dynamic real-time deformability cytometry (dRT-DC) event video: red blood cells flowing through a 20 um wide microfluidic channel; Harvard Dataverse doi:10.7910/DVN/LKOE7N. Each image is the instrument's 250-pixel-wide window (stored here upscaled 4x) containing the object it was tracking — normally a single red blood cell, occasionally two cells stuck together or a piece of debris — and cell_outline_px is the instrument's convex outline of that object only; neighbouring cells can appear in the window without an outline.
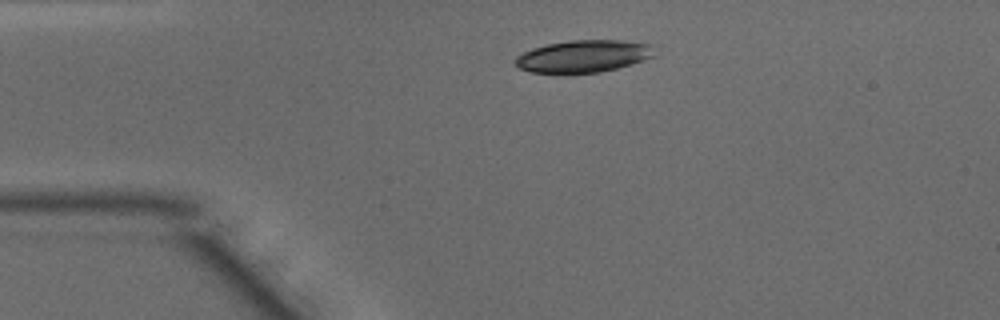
{"species": "common noctule bat (a hibernating species)", "species_latin": "Nyctalus noctula", "temperature_condition": "warm", "stored_images_in_passage": 39, "camera_frame_rate_fps": 3000, "um_per_image_px": 0.085, "animal": {"sex": "male", "body_mass_g": 15.6}, "frame": {"image": 1, "passage_image": 1, "time_ms": 0.0, "image_size_px": [1000, 320], "cell_outline_px": [[656, 56], [632, 64], [600, 72], [528, 72], [520, 68], [512, 60], [516, 56], [532, 48], [548, 44], [572, 40], [624, 40], [652, 44]], "centroid_in_image_um": [49.62, 4.76], "position_along_channel_um": 35.4, "area_um2": 26.07}}
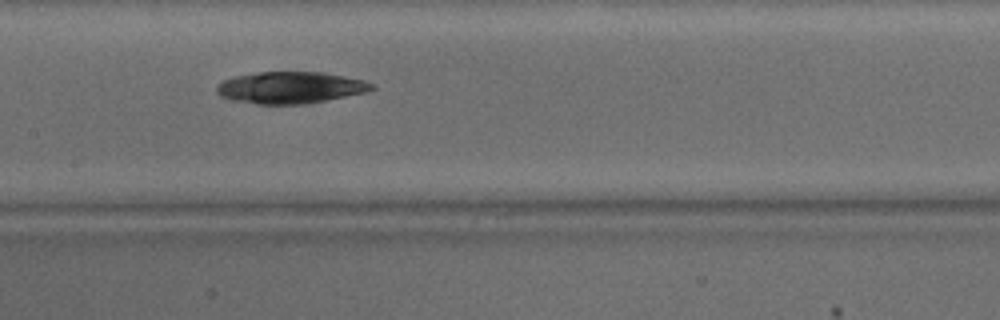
{"frame": {"image": 2, "passage_image": 14, "time_ms": 4.333, "image_size_px": [1000, 320], "cell_outline_px": [[376, 88], [364, 92], [304, 104], [256, 104], [228, 100], [220, 96], [216, 92], [216, 84], [232, 76], [256, 72], [324, 72], [364, 80], [376, 84]], "centroid_in_image_um": [24.62, 7.44], "position_along_channel_um": 182.8, "area_um2": 28.84}}
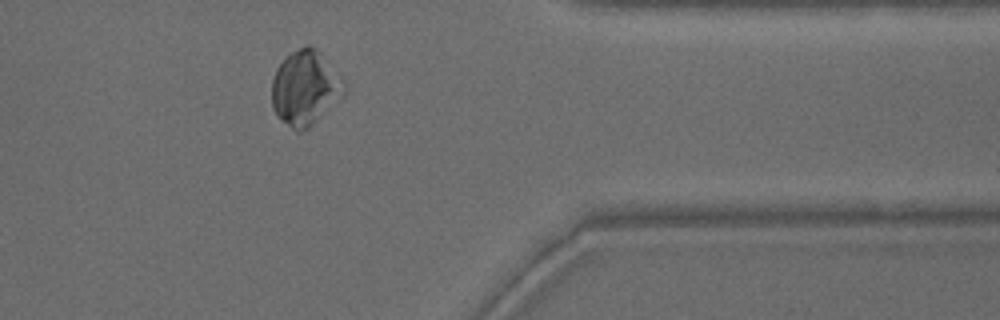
{"frame": {"image": 3, "passage_image": 30, "time_ms": 9.667, "image_size_px": [1000, 320], "cell_outline_px": [[348, 92], [344, 96], [304, 132], [296, 132], [280, 120], [276, 116], [272, 108], [272, 80], [276, 68], [284, 56], [308, 44], [316, 48], [324, 56], [340, 76], [348, 88]], "centroid_in_image_um": [25.94, 7.5], "position_along_channel_um": 385.5, "area_um2": 32.08}, "authors_computed_cell_mechanics": {"area_um2": 29.6514, "velocity_mm_per_s": 4.1327, "shape_relaxation_time_tau1_ms": null, "shape_relaxation_time_tau2_ms": 10.671, "deformation_change_tau1": null, "deformation_change_tau2": 0.1199}}